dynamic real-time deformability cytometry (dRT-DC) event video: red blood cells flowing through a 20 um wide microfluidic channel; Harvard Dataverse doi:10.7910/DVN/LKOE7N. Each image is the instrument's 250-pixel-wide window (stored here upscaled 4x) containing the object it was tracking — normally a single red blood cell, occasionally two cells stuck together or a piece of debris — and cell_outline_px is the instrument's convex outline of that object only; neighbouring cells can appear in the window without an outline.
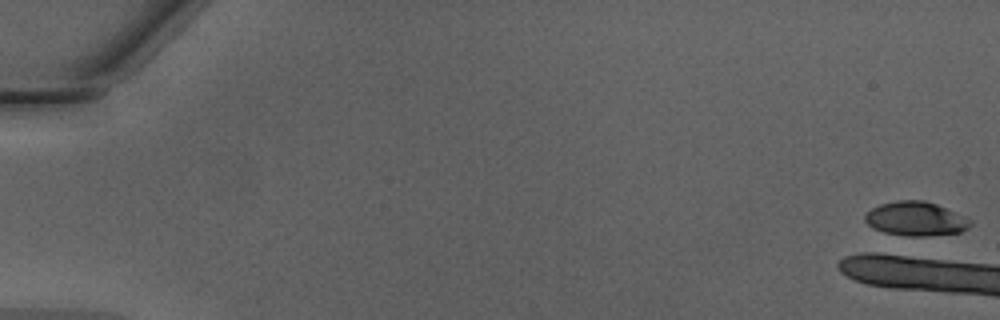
{"species": "Egyptian fruit bat (a non-hibernating species)", "species_latin": "Rousettus aegyptiacus", "temperature_condition": "warm", "stored_images_in_passage": 3, "camera_frame_rate_fps": 3000, "um_per_image_px": 0.085, "animal": {"sex": "male"}, "frame": {"image": 1, "passage_image": 1, "time_ms": 0.0, "image_size_px": [1000, 320], "cell_outline_px": [[972, 224], [968, 228], [960, 232], [928, 236], [904, 236], [884, 232], [872, 228], [864, 220], [864, 216], [872, 208], [880, 204], [896, 200], [924, 200], [936, 204], [964, 216], [972, 220]], "centroid_in_image_um": [77.83, 18.6], "position_along_channel_um": 7.2, "area_um2": 20.98}}